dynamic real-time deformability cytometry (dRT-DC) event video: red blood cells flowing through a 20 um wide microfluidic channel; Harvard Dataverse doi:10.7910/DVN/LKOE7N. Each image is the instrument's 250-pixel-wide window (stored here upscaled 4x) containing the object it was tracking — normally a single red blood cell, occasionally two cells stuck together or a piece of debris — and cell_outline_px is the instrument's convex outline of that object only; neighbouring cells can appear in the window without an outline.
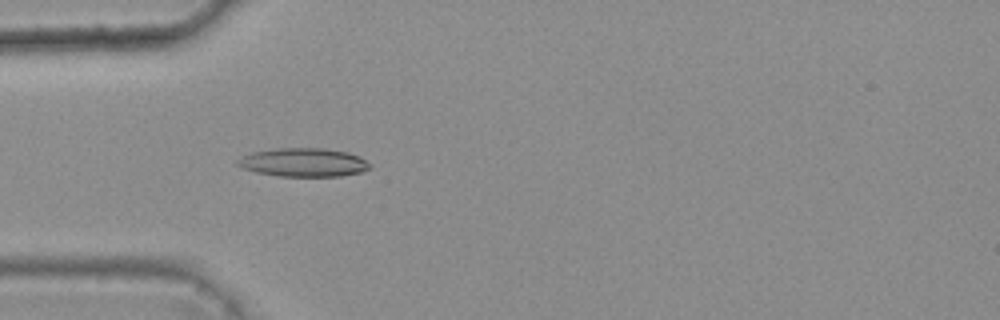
{"species": "common noctule bat (a hibernating species)", "species_latin": "Nyctalus noctula", "temperature_condition": "warm", "stored_images_in_passage": 46, "camera_frame_rate_fps": 3000, "um_per_image_px": 0.085, "animal": {"sex": "female", "body_mass_g": 25.1}, "frame": {"image": 1, "passage_image": 16, "time_ms": 5.0, "image_size_px": [1000, 320], "cell_outline_px": [[372, 168], [360, 172], [340, 176], [280, 176], [256, 172], [244, 168], [236, 164], [236, 160], [240, 156], [252, 152], [276, 148], [324, 148], [348, 152], [360, 156], [372, 164]], "centroid_in_image_um": [25.81, 13.79], "position_along_channel_um": 59.2, "area_um2": 22.2}}
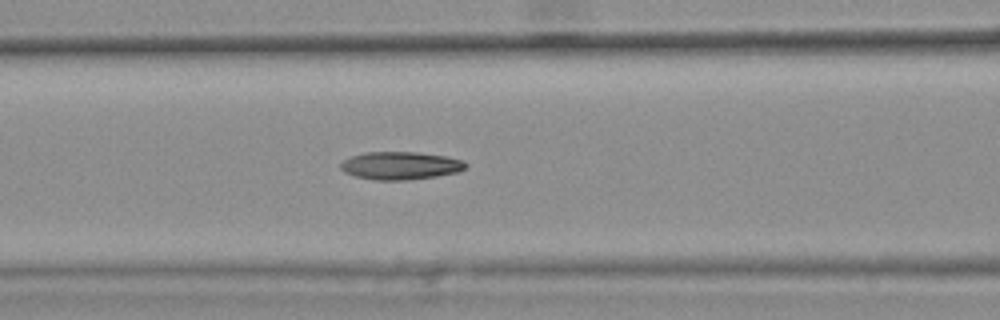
{"frame": {"image": 2, "passage_image": 22, "time_ms": 7.0, "image_size_px": [1000, 320], "cell_outline_px": [[468, 164], [464, 168], [456, 172], [436, 176], [404, 180], [376, 180], [356, 176], [344, 172], [340, 168], [340, 164], [344, 160], [352, 156], [364, 152], [416, 152], [444, 156], [464, 160]], "centroid_in_image_um": [34.02, 14.07], "position_along_channel_um": 132.6, "area_um2": 20.11}}
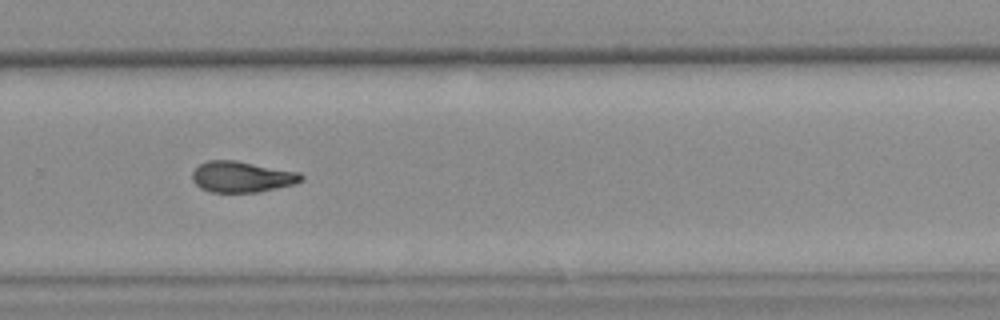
{"frame": {"image": 3, "passage_image": 36, "time_ms": 11.667, "image_size_px": [1000, 320], "cell_outline_px": [[304, 180], [296, 184], [256, 192], [212, 192], [200, 188], [192, 180], [192, 172], [200, 164], [208, 160], [236, 160], [300, 172], [304, 176]], "centroid_in_image_um": [20.58, 15.02], "position_along_channel_um": 309.2, "area_um2": 19.77}, "authors_computed_cell_mechanics": {"area_um2": 20.1144, "velocity_mm_per_s": 3.7912, "shape_relaxation_time_tau1_ms": null, "shape_relaxation_time_tau2_ms": 4.6781, "deformation_change_tau1": null, "deformation_change_tau2": 0.1317}}